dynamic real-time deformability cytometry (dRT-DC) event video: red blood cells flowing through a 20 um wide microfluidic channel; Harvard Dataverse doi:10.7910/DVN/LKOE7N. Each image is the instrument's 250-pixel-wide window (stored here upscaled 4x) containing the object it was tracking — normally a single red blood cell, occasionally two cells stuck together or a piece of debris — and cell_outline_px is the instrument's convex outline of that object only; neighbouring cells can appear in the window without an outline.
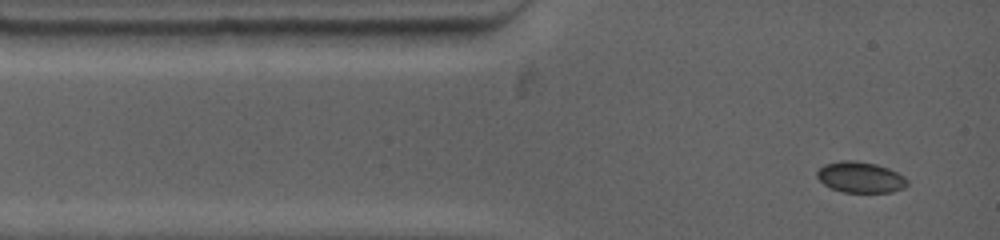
{"species": "common noctule bat (a hibernating species)", "species_latin": "Nyctalus noctula", "temperature_condition": "warm", "stored_images_in_passage": 5, "camera_frame_rate_fps": 4500, "um_per_image_px": 0.085, "animal": {"sex": "female", "body_mass_g": 19.0, "forearm_length_mm": 53.3}, "frame": {"image": 1, "passage_image": 1, "time_ms": 0.0, "image_size_px": [1000, 240], "cell_outline_px": [[908, 184], [904, 188], [892, 192], [840, 192], [824, 184], [816, 176], [816, 172], [824, 164], [840, 160], [852, 160], [876, 164], [888, 168], [904, 176], [908, 180]], "centroid_in_image_um": [73.13, 15.06], "position_along_channel_um": 11.9, "area_um2": 16.3}}
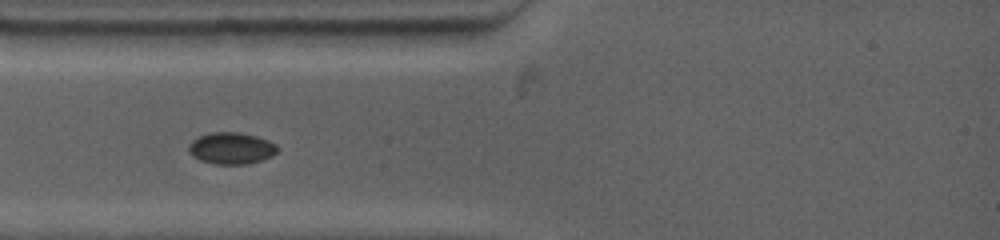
{"frame": {"image": 2, "passage_image": 4, "time_ms": 2.222, "image_size_px": [1000, 240], "cell_outline_px": [[280, 148], [272, 156], [248, 164], [212, 164], [200, 160], [192, 156], [188, 152], [188, 144], [192, 140], [208, 132], [240, 132], [256, 136], [268, 140], [276, 144]], "centroid_in_image_um": [19.64, 12.6], "position_along_channel_um": 65.4, "area_um2": 16.59}}
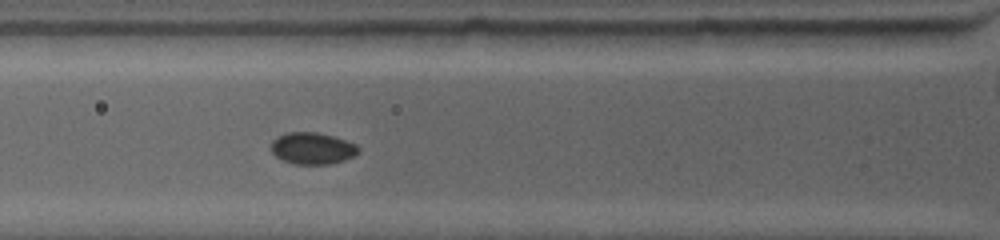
{"frame": {"image": 3, "passage_image": 5, "time_ms": 3.111, "image_size_px": [1000, 240], "cell_outline_px": [[360, 152], [344, 160], [328, 164], [292, 164], [276, 156], [272, 152], [272, 140], [276, 136], [288, 132], [316, 132], [332, 136], [356, 144], [360, 148]], "centroid_in_image_um": [26.55, 12.6], "position_along_channel_um": 99.3, "area_um2": 16.07}}